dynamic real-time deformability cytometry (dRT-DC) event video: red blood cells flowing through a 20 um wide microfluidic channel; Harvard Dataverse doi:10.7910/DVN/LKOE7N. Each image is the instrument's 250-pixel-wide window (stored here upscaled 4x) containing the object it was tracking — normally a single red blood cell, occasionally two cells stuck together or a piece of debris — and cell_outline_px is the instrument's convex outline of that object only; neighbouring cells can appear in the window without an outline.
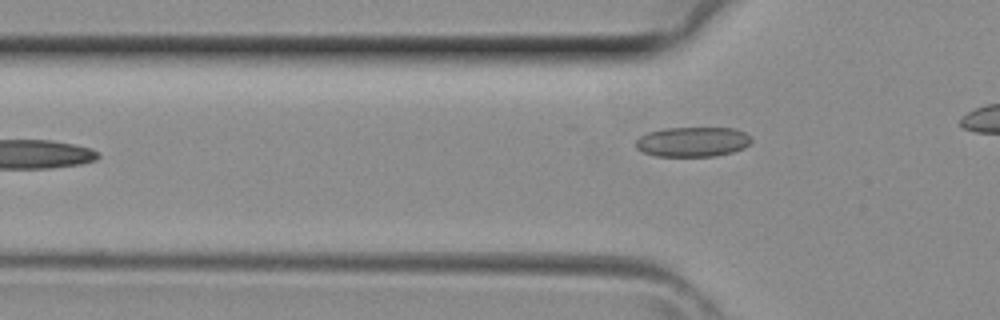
{"species": "common noctule bat (a hibernating species)", "species_latin": "Nyctalus noctula", "temperature_condition": "room temperature", "stored_images_in_passage": 4, "camera_frame_rate_fps": 3000, "um_per_image_px": 0.085, "animal": {"sex": "female", "body_mass_g": 29.2, "forearm_length_mm": 56.3}, "frame": {"image": 1, "passage_image": 4, "time_ms": 1.0, "image_size_px": [1000, 320], "cell_outline_px": [[752, 144], [744, 148], [732, 152], [716, 156], [656, 156], [644, 152], [636, 148], [636, 140], [640, 136], [648, 132], [664, 128], [736, 128], [752, 136]], "centroid_in_image_um": [58.92, 12.05], "position_along_channel_um": 66.9, "area_um2": 20.29}}